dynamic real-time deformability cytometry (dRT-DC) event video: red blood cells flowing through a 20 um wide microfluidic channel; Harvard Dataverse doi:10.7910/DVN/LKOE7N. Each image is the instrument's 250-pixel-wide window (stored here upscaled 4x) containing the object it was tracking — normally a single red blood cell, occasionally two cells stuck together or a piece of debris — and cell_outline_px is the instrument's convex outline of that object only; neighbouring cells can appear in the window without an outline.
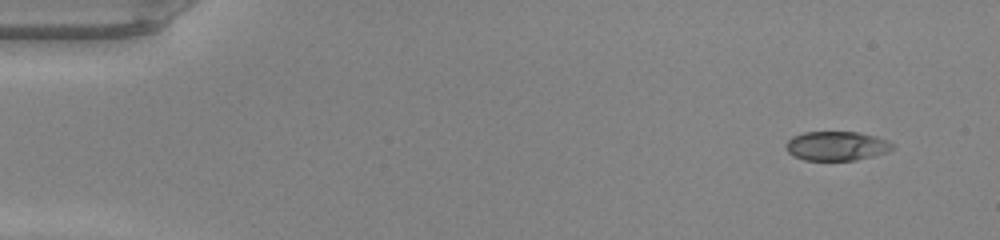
{"species": "common noctule bat (a hibernating species)", "species_latin": "Nyctalus noctula", "temperature_condition": "warm", "stored_images_in_passage": 46, "camera_frame_rate_fps": 3000, "um_per_image_px": 0.085, "animal": {"sex": "male", "body_mass_g": 20.0, "forearm_length_mm": 53.3}, "frame": {"image": 1, "passage_image": 1, "time_ms": 0.0, "image_size_px": [1000, 240], "cell_outline_px": [[896, 148], [888, 152], [856, 160], [804, 160], [792, 156], [788, 152], [784, 144], [792, 136], [804, 132], [860, 132], [876, 136], [888, 140], [896, 144]], "centroid_in_image_um": [71.14, 12.4], "position_along_channel_um": 13.9, "area_um2": 18.5}}
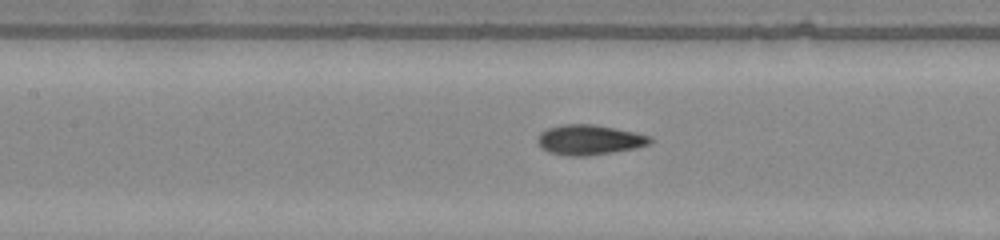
{"frame": {"image": 2, "passage_image": 20, "time_ms": 6.333, "image_size_px": [1000, 240], "cell_outline_px": [[652, 144], [636, 148], [588, 156], [568, 156], [548, 152], [540, 148], [536, 140], [540, 132], [548, 128], [560, 124], [596, 124], [616, 128], [652, 136]], "centroid_in_image_um": [50.08, 11.88], "position_along_channel_um": 157.3, "area_um2": 20.06}}
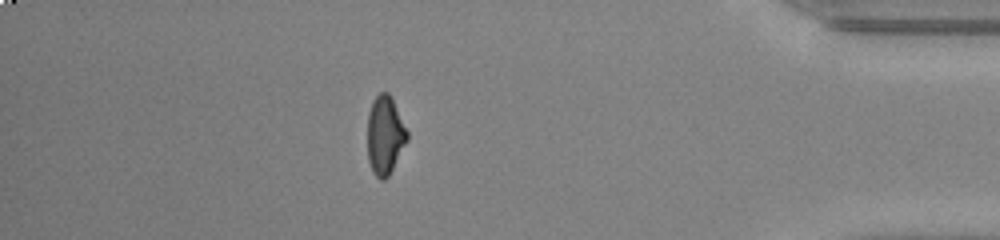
{"frame": {"image": 3, "passage_image": 40, "time_ms": 13.0, "image_size_px": [1000, 240], "cell_outline_px": [[408, 140], [388, 176], [384, 180], [380, 180], [372, 172], [368, 160], [368, 112], [372, 100], [380, 92], [388, 92], [408, 132]], "centroid_in_image_um": [32.71, 11.51], "position_along_channel_um": 402.5, "area_um2": 18.03}, "authors_computed_cell_mechanics": {"area_um2": 18.6116, "velocity_mm_per_s": 4.2757, "shape_relaxation_time_tau1_ms": 4.962, "shape_relaxation_time_tau2_ms": 1.4762, "deformation_change_tau1": 0.187, "deformation_change_tau2": 0.0408}}